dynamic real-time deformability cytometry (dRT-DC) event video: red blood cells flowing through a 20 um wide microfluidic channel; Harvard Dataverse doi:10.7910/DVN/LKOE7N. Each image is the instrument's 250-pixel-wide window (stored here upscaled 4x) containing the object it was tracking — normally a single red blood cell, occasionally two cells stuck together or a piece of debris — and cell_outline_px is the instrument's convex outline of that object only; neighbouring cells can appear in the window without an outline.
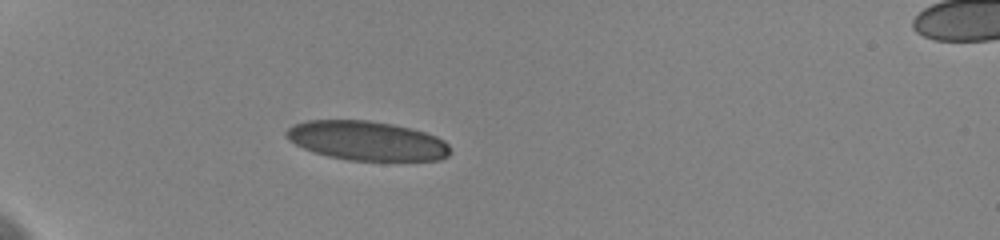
{"species": "human", "species_latin": "Homo sapiens", "temperature_condition": "cold", "stored_images_in_passage": 40, "camera_frame_rate_fps": 3000, "um_per_image_px": 0.085, "donor": {"sex": "female"}, "frame": {"image": 1, "passage_image": 1, "time_ms": 0.0, "image_size_px": [1000, 240], "cell_outline_px": [[452, 152], [448, 156], [440, 160], [348, 160], [328, 156], [312, 152], [288, 140], [284, 136], [284, 132], [292, 124], [308, 120], [368, 120], [392, 124], [424, 132], [436, 136], [444, 140], [448, 144]], "centroid_in_image_um": [31.15, 11.96], "position_along_channel_um": 53.8, "area_um2": 37.63}}
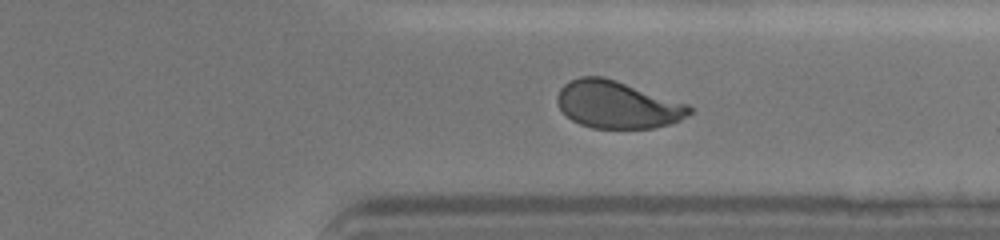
{"frame": {"image": 2, "passage_image": 29, "time_ms": 9.333, "image_size_px": [1000, 240], "cell_outline_px": [[692, 112], [680, 120], [672, 124], [652, 128], [592, 128], [580, 124], [572, 120], [560, 108], [556, 100], [556, 96], [560, 88], [568, 80], [580, 76], [604, 76], [688, 104], [692, 108]], "centroid_in_image_um": [52.46, 8.89], "position_along_channel_um": 358.9, "area_um2": 36.53}}
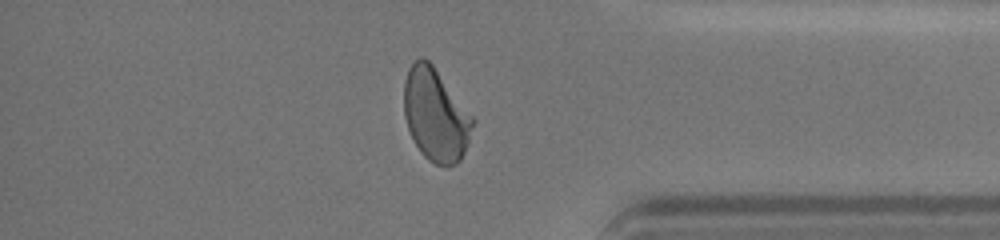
{"frame": {"image": 3, "passage_image": 33, "time_ms": 10.667, "image_size_px": [1000, 240], "cell_outline_px": [[476, 120], [468, 144], [460, 160], [456, 164], [448, 168], [436, 164], [428, 160], [420, 152], [408, 128], [404, 116], [404, 80], [408, 68], [412, 60], [420, 56], [424, 56], [432, 64]], "centroid_in_image_um": [37.02, 9.76], "position_along_channel_um": 398.2, "area_um2": 37.45}, "authors_computed_cell_mechanics": {"area_um2": 37.6567, "velocity_mm_per_s": 3.5997, "shape_relaxation_time_tau1_ms": 4.6335, "shape_relaxation_time_tau2_ms": null, "deformation_change_tau1": 0.1414, "deformation_change_tau2": null}}